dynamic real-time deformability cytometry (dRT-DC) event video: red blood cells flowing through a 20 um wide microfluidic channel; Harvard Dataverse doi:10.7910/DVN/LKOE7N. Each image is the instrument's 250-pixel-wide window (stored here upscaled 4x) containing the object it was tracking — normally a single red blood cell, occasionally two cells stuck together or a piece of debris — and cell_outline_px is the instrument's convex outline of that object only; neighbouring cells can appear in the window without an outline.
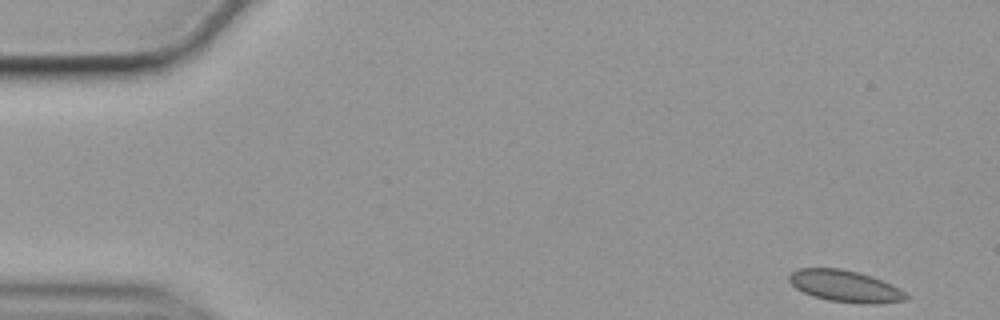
{"species": "common noctule bat (a hibernating species)", "species_latin": "Nyctalus noctula", "temperature_condition": "cold", "stored_images_in_passage": 55, "camera_frame_rate_fps": 3000, "um_per_image_px": 0.085, "animal": {"sex": "female", "body_mass_g": 19.9}, "frame": {"image": 1, "passage_image": 1, "time_ms": 0.0, "image_size_px": [1000, 320], "cell_outline_px": [[908, 300], [872, 304], [860, 304], [828, 300], [812, 296], [796, 288], [788, 280], [788, 276], [796, 268], [840, 268], [872, 276], [892, 284], [900, 288], [908, 296]], "centroid_in_image_um": [71.84, 24.32], "position_along_channel_um": 13.2, "area_um2": 21.68}}
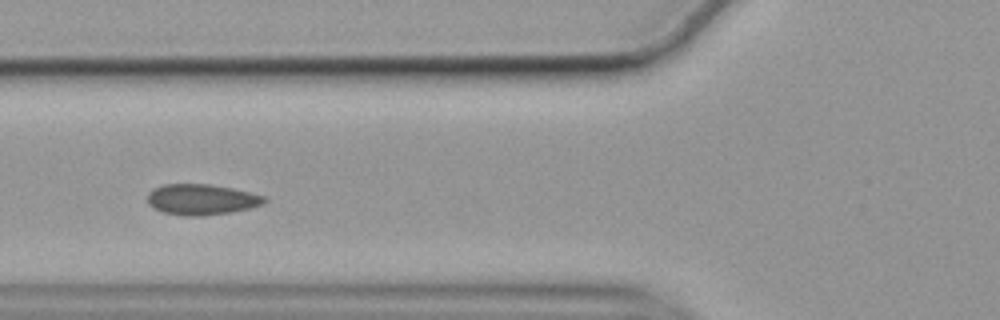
{"frame": {"image": 2, "passage_image": 19, "time_ms": 6.0, "image_size_px": [1000, 320], "cell_outline_px": [[268, 200], [264, 204], [232, 212], [200, 216], [184, 216], [164, 212], [152, 208], [148, 204], [148, 192], [152, 188], [164, 184], [208, 184], [232, 188], [264, 196]], "centroid_in_image_um": [17.1, 16.96], "position_along_channel_um": 108.7, "area_um2": 20.98}}
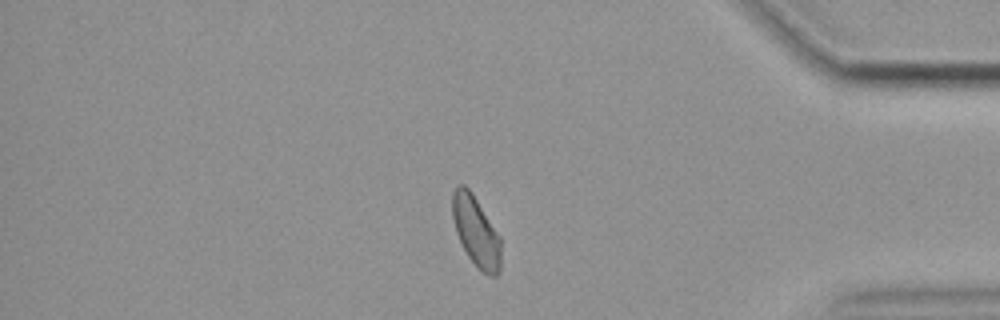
{"frame": {"image": 3, "passage_image": 46, "time_ms": 15.0, "image_size_px": [1000, 320], "cell_outline_px": [[500, 272], [496, 276], [488, 276], [476, 268], [468, 256], [456, 232], [452, 216], [452, 192], [460, 184], [464, 184], [472, 192], [500, 236]], "centroid_in_image_um": [40.46, 19.69], "position_along_channel_um": 394.7, "area_um2": 19.88}, "authors_computed_cell_mechanics": {"area_um2": 20.519, "velocity_mm_per_s": 3.4947, "shape_relaxation_time_tau1_ms": null, "shape_relaxation_time_tau2_ms": 1.5359, "deformation_change_tau1": null, "deformation_change_tau2": 0.053}}